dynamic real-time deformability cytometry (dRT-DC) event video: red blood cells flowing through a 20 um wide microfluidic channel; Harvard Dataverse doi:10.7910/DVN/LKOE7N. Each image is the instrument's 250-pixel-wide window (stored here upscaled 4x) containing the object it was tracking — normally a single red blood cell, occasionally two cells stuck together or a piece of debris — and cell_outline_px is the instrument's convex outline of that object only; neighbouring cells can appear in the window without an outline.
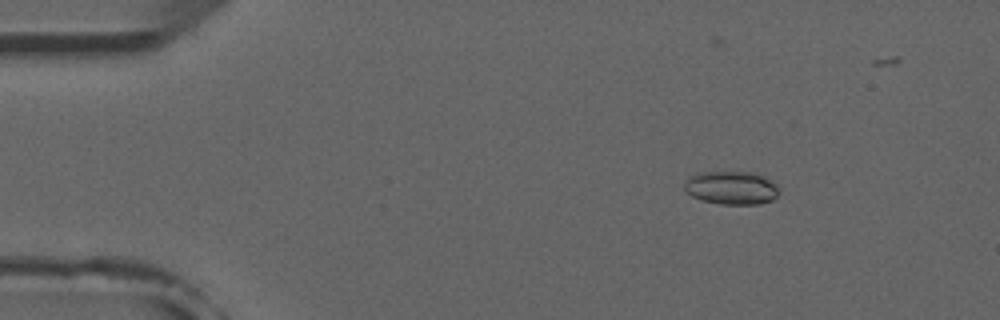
{"species": "common noctule bat (a hibernating species)", "species_latin": "Nyctalus noctula", "temperature_condition": "room temperature", "stored_images_in_passage": 5, "camera_frame_rate_fps": 3000, "um_per_image_px": 0.085, "animal": {"sex": "male", "forearm_length_mm": 52.5}, "frame": {"image": 1, "passage_image": 2, "time_ms": 1.333, "image_size_px": [1000, 320], "cell_outline_px": [[776, 196], [772, 200], [760, 204], [720, 204], [700, 200], [692, 196], [684, 188], [684, 184], [688, 176], [700, 172], [756, 172], [772, 180], [776, 184]], "centroid_in_image_um": [62.15, 15.95], "position_along_channel_um": 22.9, "area_um2": 18.44}}